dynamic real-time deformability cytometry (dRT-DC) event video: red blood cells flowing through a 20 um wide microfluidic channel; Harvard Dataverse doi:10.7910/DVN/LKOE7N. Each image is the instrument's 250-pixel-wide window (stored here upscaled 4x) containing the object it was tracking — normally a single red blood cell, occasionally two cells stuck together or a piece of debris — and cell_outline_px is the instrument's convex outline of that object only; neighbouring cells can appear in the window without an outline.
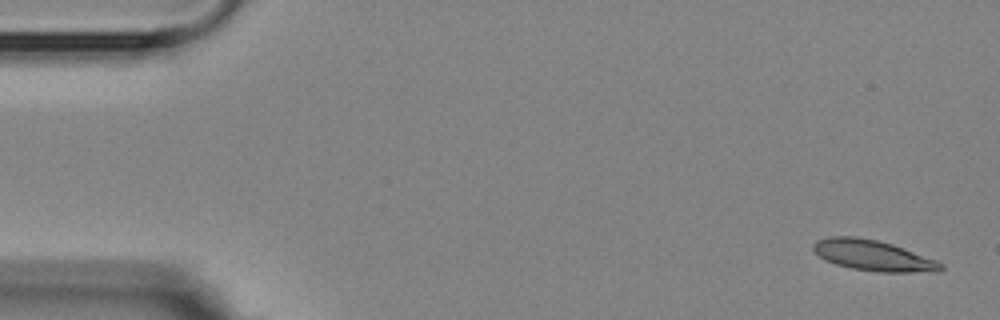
{"species": "Egyptian fruit bat (a non-hibernating species)", "species_latin": "Rousettus aegyptiacus", "temperature_condition": "room temperature", "stored_images_in_passage": 5, "segment_of_instrument_passage": [1, 2], "camera_frame_rate_fps": 3000, "um_per_image_px": 0.085, "animal": {"sex": "female"}, "frame": {"image": 1, "passage_image": 1, "time_ms": 0.0, "image_size_px": [1000, 320], "cell_outline_px": [[944, 268], [940, 272], [880, 272], [852, 268], [836, 264], [824, 260], [812, 248], [812, 244], [816, 240], [828, 236], [856, 236], [876, 240], [892, 244], [936, 260], [944, 264]], "centroid_in_image_um": [74.21, 21.71], "position_along_channel_um": 10.8, "area_um2": 22.83}}